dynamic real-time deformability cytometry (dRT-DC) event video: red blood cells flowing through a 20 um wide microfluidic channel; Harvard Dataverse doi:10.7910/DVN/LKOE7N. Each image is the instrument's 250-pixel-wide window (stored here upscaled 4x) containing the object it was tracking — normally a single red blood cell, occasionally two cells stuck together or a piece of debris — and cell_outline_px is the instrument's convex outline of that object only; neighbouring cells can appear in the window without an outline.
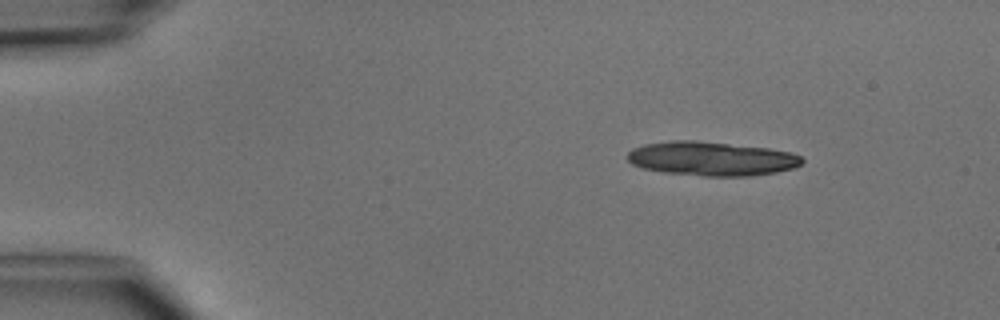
{"species": "common noctule bat (a hibernating species)", "species_latin": "Nyctalus noctula", "temperature_condition": "cold", "stored_images_in_passage": 5, "camera_frame_rate_fps": 3000, "um_per_image_px": 0.085, "animal": {"sex": "male", "body_mass_g": 15.6}, "frame": {"image": 1, "passage_image": 1, "time_ms": 0.0, "image_size_px": [1000, 320], "cell_outline_px": [[804, 160], [796, 168], [776, 172], [752, 176], [704, 176], [664, 172], [644, 168], [632, 164], [628, 160], [628, 152], [632, 148], [644, 144], [672, 140], [696, 140], [768, 148], [792, 152], [800, 156]], "centroid_in_image_um": [60.5, 13.48], "position_along_channel_um": 24.5, "area_um2": 34.8}}
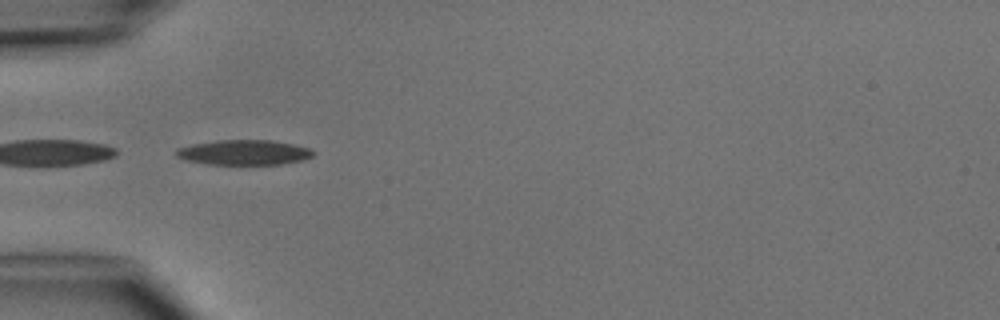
{"frame": {"image": 2, "passage_image": 3, "time_ms": 3.0, "image_size_px": [1000, 320], "cell_outline_px": [[316, 152], [312, 156], [304, 160], [280, 164], [208, 164], [184, 160], [176, 156], [176, 148], [192, 144], [216, 140], [272, 140], [292, 144], [308, 148]], "centroid_in_image_um": [20.72, 12.95], "position_along_channel_um": 64.3, "area_um2": 20.0}}
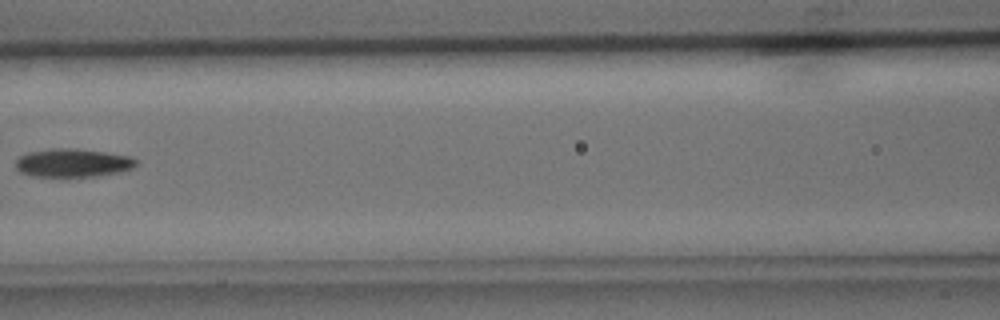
{"frame": {"image": 3, "passage_image": 5, "time_ms": 5.333, "image_size_px": [1000, 320], "cell_outline_px": [[136, 168], [120, 172], [96, 176], [64, 180], [60, 180], [28, 176], [20, 172], [16, 168], [16, 160], [20, 156], [28, 152], [52, 148], [72, 148], [104, 152], [132, 156], [136, 160]], "centroid_in_image_um": [6.15, 13.9], "position_along_channel_um": 160.4, "area_um2": 21.04}}